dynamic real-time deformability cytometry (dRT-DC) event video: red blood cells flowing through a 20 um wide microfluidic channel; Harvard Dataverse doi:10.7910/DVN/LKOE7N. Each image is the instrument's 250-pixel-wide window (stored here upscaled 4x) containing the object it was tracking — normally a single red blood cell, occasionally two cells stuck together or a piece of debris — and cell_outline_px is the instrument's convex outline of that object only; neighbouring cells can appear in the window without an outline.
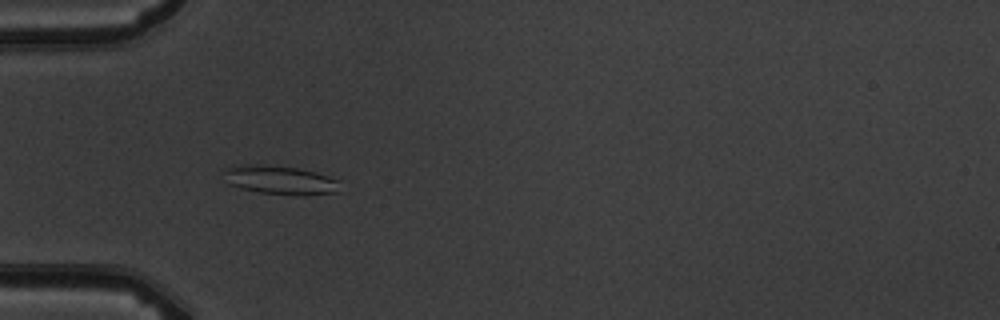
{"species": "common noctule bat (a hibernating species)", "species_latin": "Nyctalus noctula", "temperature_condition": "warm", "stored_images_in_passage": 5, "camera_frame_rate_fps": 3000, "um_per_image_px": 0.085, "animal": {"sex": "male", "body_mass_g": 19.5, "forearm_length_mm": 54.6}, "frame": {"image": 1, "passage_image": 4, "time_ms": 3.333, "image_size_px": [1000, 320], "cell_outline_px": [[336, 192], [300, 196], [260, 192], [240, 188], [228, 184], [224, 172], [228, 168], [248, 164], [256, 164], [296, 168], [312, 172], [336, 180]], "centroid_in_image_um": [23.74, 15.32], "position_along_channel_um": 61.3, "area_um2": 18.73}}
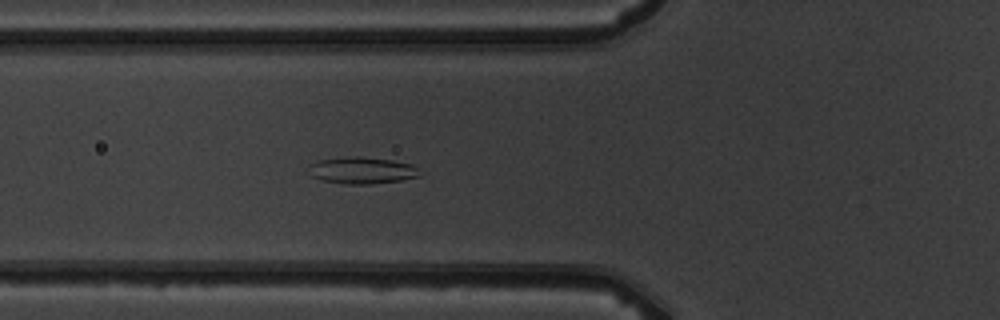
{"frame": {"image": 2, "passage_image": 5, "time_ms": 4.333, "image_size_px": [1000, 320], "cell_outline_px": [[420, 176], [400, 180], [372, 184], [348, 184], [320, 180], [312, 176], [312, 164], [320, 160], [348, 156], [360, 156], [392, 160], [412, 164], [416, 168]], "centroid_in_image_um": [30.8, 14.48], "position_along_channel_um": 95.0, "area_um2": 16.99}}